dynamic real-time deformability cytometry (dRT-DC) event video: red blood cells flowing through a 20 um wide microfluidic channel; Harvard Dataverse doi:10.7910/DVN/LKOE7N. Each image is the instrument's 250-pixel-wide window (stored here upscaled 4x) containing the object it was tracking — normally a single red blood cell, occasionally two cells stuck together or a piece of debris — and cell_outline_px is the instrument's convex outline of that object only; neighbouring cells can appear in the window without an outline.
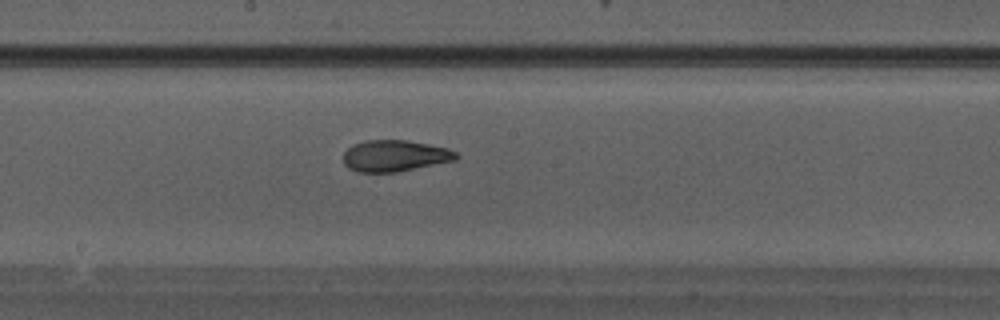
{"species": "Egyptian fruit bat (a non-hibernating species)", "species_latin": "Rousettus aegyptiacus", "temperature_condition": "warm", "stored_images_in_passage": 33, "camera_frame_rate_fps": 3000, "um_per_image_px": 0.085, "animal": {"sex": "male"}, "frame": {"image": 1, "passage_image": 19, "time_ms": 6.0, "image_size_px": [1000, 320], "cell_outline_px": [[460, 156], [456, 160], [396, 172], [360, 172], [348, 168], [344, 164], [344, 152], [352, 144], [364, 140], [408, 140], [448, 148], [456, 152]], "centroid_in_image_um": [33.56, 13.23], "position_along_channel_um": 214.6, "area_um2": 20.69}}
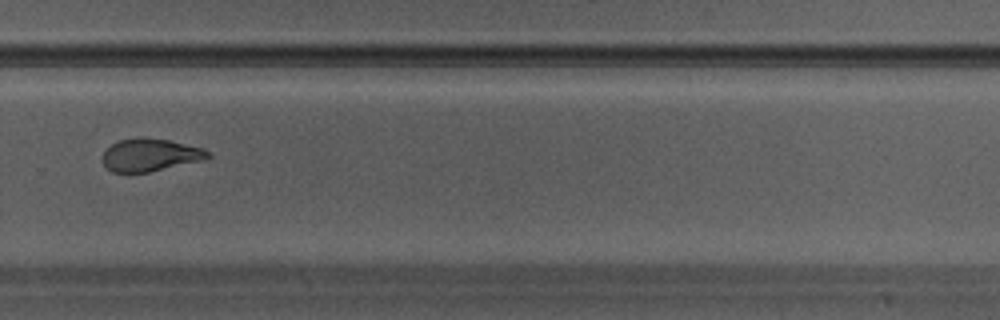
{"frame": {"image": 2, "passage_image": 24, "time_ms": 7.667, "image_size_px": [1000, 320], "cell_outline_px": [[212, 156], [204, 160], [148, 172], [112, 172], [104, 164], [104, 152], [112, 144], [120, 140], [140, 136], [168, 140], [204, 148]], "centroid_in_image_um": [12.8, 13.16], "position_along_channel_um": 317.0, "area_um2": 19.88}}